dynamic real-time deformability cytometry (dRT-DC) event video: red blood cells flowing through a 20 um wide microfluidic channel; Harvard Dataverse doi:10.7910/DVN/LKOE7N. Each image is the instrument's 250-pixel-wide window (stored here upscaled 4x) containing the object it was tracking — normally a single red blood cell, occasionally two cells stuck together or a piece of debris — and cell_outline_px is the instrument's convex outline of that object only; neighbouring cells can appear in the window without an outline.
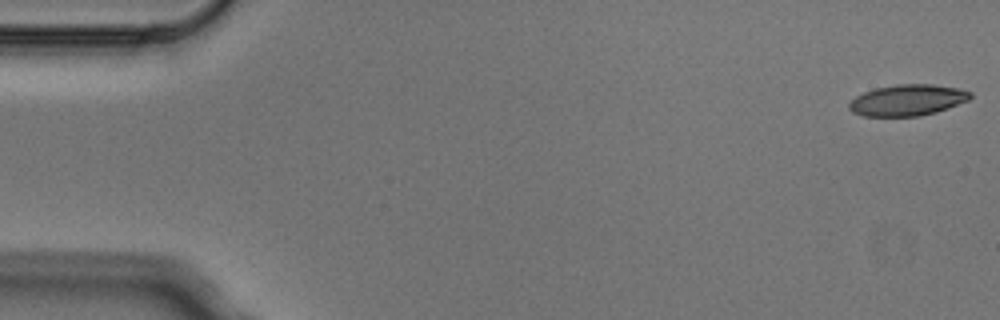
{"species": "Egyptian fruit bat (a non-hibernating species)", "species_latin": "Rousettus aegyptiacus", "temperature_condition": "cold", "stored_images_in_passage": 4, "camera_frame_rate_fps": 3000, "um_per_image_px": 0.085, "animal": {"sex": "male"}, "frame": {"image": 1, "passage_image": 1, "time_ms": 0.0, "image_size_px": [1000, 320], "cell_outline_px": [[972, 96], [968, 100], [948, 108], [936, 112], [920, 116], [864, 116], [852, 112], [848, 108], [848, 104], [856, 96], [864, 92], [876, 88], [896, 84], [932, 84], [960, 88], [972, 92]], "centroid_in_image_um": [77.15, 8.51], "position_along_channel_um": 7.9, "area_um2": 22.08}}
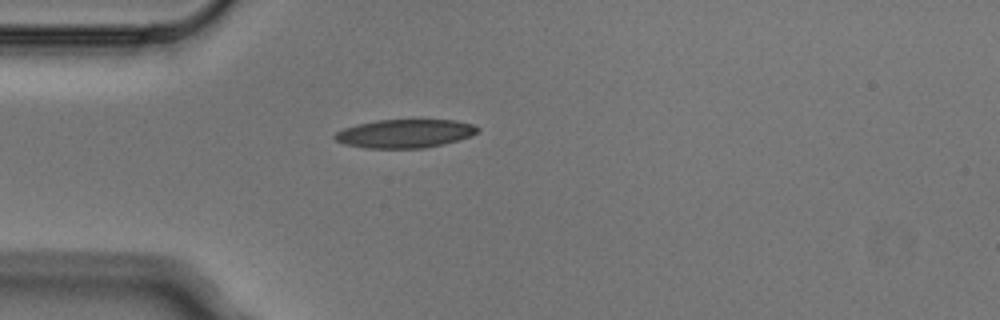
{"frame": {"image": 2, "passage_image": 4, "time_ms": 1.0, "image_size_px": [1000, 320], "cell_outline_px": [[480, 128], [472, 136], [424, 148], [364, 148], [344, 144], [336, 140], [332, 136], [336, 132], [344, 128], [356, 124], [376, 120], [456, 120], [472, 124]], "centroid_in_image_um": [34.37, 11.35], "position_along_channel_um": 50.6, "area_um2": 23.64}}